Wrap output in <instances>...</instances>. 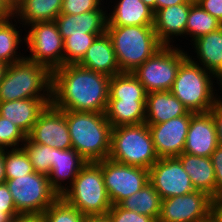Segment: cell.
<instances>
[{"label": "cell", "mask_w": 222, "mask_h": 222, "mask_svg": "<svg viewBox=\"0 0 222 222\" xmlns=\"http://www.w3.org/2000/svg\"><path fill=\"white\" fill-rule=\"evenodd\" d=\"M110 76L79 64L52 71L51 104L60 110L105 113Z\"/></svg>", "instance_id": "1"}, {"label": "cell", "mask_w": 222, "mask_h": 222, "mask_svg": "<svg viewBox=\"0 0 222 222\" xmlns=\"http://www.w3.org/2000/svg\"><path fill=\"white\" fill-rule=\"evenodd\" d=\"M72 148L87 162L109 157L112 126L105 113L65 110Z\"/></svg>", "instance_id": "2"}, {"label": "cell", "mask_w": 222, "mask_h": 222, "mask_svg": "<svg viewBox=\"0 0 222 222\" xmlns=\"http://www.w3.org/2000/svg\"><path fill=\"white\" fill-rule=\"evenodd\" d=\"M52 72L26 57L8 65L0 83V102L45 99L51 104Z\"/></svg>", "instance_id": "3"}, {"label": "cell", "mask_w": 222, "mask_h": 222, "mask_svg": "<svg viewBox=\"0 0 222 222\" xmlns=\"http://www.w3.org/2000/svg\"><path fill=\"white\" fill-rule=\"evenodd\" d=\"M120 72L132 73L164 45L153 26H107Z\"/></svg>", "instance_id": "4"}, {"label": "cell", "mask_w": 222, "mask_h": 222, "mask_svg": "<svg viewBox=\"0 0 222 222\" xmlns=\"http://www.w3.org/2000/svg\"><path fill=\"white\" fill-rule=\"evenodd\" d=\"M61 197L85 217L106 215L112 207L97 162H87Z\"/></svg>", "instance_id": "5"}, {"label": "cell", "mask_w": 222, "mask_h": 222, "mask_svg": "<svg viewBox=\"0 0 222 222\" xmlns=\"http://www.w3.org/2000/svg\"><path fill=\"white\" fill-rule=\"evenodd\" d=\"M108 158L121 164L149 170L159 157L148 124L112 128Z\"/></svg>", "instance_id": "6"}, {"label": "cell", "mask_w": 222, "mask_h": 222, "mask_svg": "<svg viewBox=\"0 0 222 222\" xmlns=\"http://www.w3.org/2000/svg\"><path fill=\"white\" fill-rule=\"evenodd\" d=\"M214 75L187 57L180 65L170 92L194 113H207L214 106Z\"/></svg>", "instance_id": "7"}, {"label": "cell", "mask_w": 222, "mask_h": 222, "mask_svg": "<svg viewBox=\"0 0 222 222\" xmlns=\"http://www.w3.org/2000/svg\"><path fill=\"white\" fill-rule=\"evenodd\" d=\"M178 45H164L132 72L146 93L170 91L181 63L188 57L187 50Z\"/></svg>", "instance_id": "8"}, {"label": "cell", "mask_w": 222, "mask_h": 222, "mask_svg": "<svg viewBox=\"0 0 222 222\" xmlns=\"http://www.w3.org/2000/svg\"><path fill=\"white\" fill-rule=\"evenodd\" d=\"M5 183L19 214L42 215L59 197L51 187L48 176L36 171L14 179H6Z\"/></svg>", "instance_id": "9"}, {"label": "cell", "mask_w": 222, "mask_h": 222, "mask_svg": "<svg viewBox=\"0 0 222 222\" xmlns=\"http://www.w3.org/2000/svg\"><path fill=\"white\" fill-rule=\"evenodd\" d=\"M26 28L25 45L30 54L25 57L51 72L63 66L64 41L55 21L30 24Z\"/></svg>", "instance_id": "10"}, {"label": "cell", "mask_w": 222, "mask_h": 222, "mask_svg": "<svg viewBox=\"0 0 222 222\" xmlns=\"http://www.w3.org/2000/svg\"><path fill=\"white\" fill-rule=\"evenodd\" d=\"M104 177L105 188L112 205L140 191L149 183V170L115 162L109 158L97 162Z\"/></svg>", "instance_id": "11"}, {"label": "cell", "mask_w": 222, "mask_h": 222, "mask_svg": "<svg viewBox=\"0 0 222 222\" xmlns=\"http://www.w3.org/2000/svg\"><path fill=\"white\" fill-rule=\"evenodd\" d=\"M213 211V199L206 192L195 190L186 195L163 199L157 222H198Z\"/></svg>", "instance_id": "12"}, {"label": "cell", "mask_w": 222, "mask_h": 222, "mask_svg": "<svg viewBox=\"0 0 222 222\" xmlns=\"http://www.w3.org/2000/svg\"><path fill=\"white\" fill-rule=\"evenodd\" d=\"M149 182L162 200L195 191L189 175L177 157L159 158L149 169Z\"/></svg>", "instance_id": "13"}, {"label": "cell", "mask_w": 222, "mask_h": 222, "mask_svg": "<svg viewBox=\"0 0 222 222\" xmlns=\"http://www.w3.org/2000/svg\"><path fill=\"white\" fill-rule=\"evenodd\" d=\"M27 137L32 142L48 145L51 148L62 150L72 148L65 110H60L52 104L47 105Z\"/></svg>", "instance_id": "14"}, {"label": "cell", "mask_w": 222, "mask_h": 222, "mask_svg": "<svg viewBox=\"0 0 222 222\" xmlns=\"http://www.w3.org/2000/svg\"><path fill=\"white\" fill-rule=\"evenodd\" d=\"M193 114L194 112L189 111L186 115L161 124H148L159 158L177 157L183 153Z\"/></svg>", "instance_id": "15"}, {"label": "cell", "mask_w": 222, "mask_h": 222, "mask_svg": "<svg viewBox=\"0 0 222 222\" xmlns=\"http://www.w3.org/2000/svg\"><path fill=\"white\" fill-rule=\"evenodd\" d=\"M218 146L212 115L209 112L194 113L191 116L183 152L195 156L211 157Z\"/></svg>", "instance_id": "16"}, {"label": "cell", "mask_w": 222, "mask_h": 222, "mask_svg": "<svg viewBox=\"0 0 222 222\" xmlns=\"http://www.w3.org/2000/svg\"><path fill=\"white\" fill-rule=\"evenodd\" d=\"M190 6L191 4L186 2L159 9L154 13L153 28L163 45H175L174 39L172 40L174 37H187L186 23Z\"/></svg>", "instance_id": "17"}, {"label": "cell", "mask_w": 222, "mask_h": 222, "mask_svg": "<svg viewBox=\"0 0 222 222\" xmlns=\"http://www.w3.org/2000/svg\"><path fill=\"white\" fill-rule=\"evenodd\" d=\"M107 14L106 8L75 15L60 13L55 23L63 40L72 34H105L108 23Z\"/></svg>", "instance_id": "18"}, {"label": "cell", "mask_w": 222, "mask_h": 222, "mask_svg": "<svg viewBox=\"0 0 222 222\" xmlns=\"http://www.w3.org/2000/svg\"><path fill=\"white\" fill-rule=\"evenodd\" d=\"M86 163L87 161L73 148L67 150L54 148V161L48 179L59 196L73 183Z\"/></svg>", "instance_id": "19"}, {"label": "cell", "mask_w": 222, "mask_h": 222, "mask_svg": "<svg viewBox=\"0 0 222 222\" xmlns=\"http://www.w3.org/2000/svg\"><path fill=\"white\" fill-rule=\"evenodd\" d=\"M78 64L110 77L121 73L111 37L107 32L94 40Z\"/></svg>", "instance_id": "20"}, {"label": "cell", "mask_w": 222, "mask_h": 222, "mask_svg": "<svg viewBox=\"0 0 222 222\" xmlns=\"http://www.w3.org/2000/svg\"><path fill=\"white\" fill-rule=\"evenodd\" d=\"M49 103L45 99H20L0 102V116L7 118L28 135L40 113Z\"/></svg>", "instance_id": "21"}, {"label": "cell", "mask_w": 222, "mask_h": 222, "mask_svg": "<svg viewBox=\"0 0 222 222\" xmlns=\"http://www.w3.org/2000/svg\"><path fill=\"white\" fill-rule=\"evenodd\" d=\"M188 112L170 91L150 92L146 95V124H161Z\"/></svg>", "instance_id": "22"}, {"label": "cell", "mask_w": 222, "mask_h": 222, "mask_svg": "<svg viewBox=\"0 0 222 222\" xmlns=\"http://www.w3.org/2000/svg\"><path fill=\"white\" fill-rule=\"evenodd\" d=\"M107 14V26H153L154 12L141 0H117Z\"/></svg>", "instance_id": "23"}, {"label": "cell", "mask_w": 222, "mask_h": 222, "mask_svg": "<svg viewBox=\"0 0 222 222\" xmlns=\"http://www.w3.org/2000/svg\"><path fill=\"white\" fill-rule=\"evenodd\" d=\"M190 45L195 48L193 52L197 54L196 58H193L194 56L188 53L193 62L213 75L222 69V27L197 38Z\"/></svg>", "instance_id": "24"}, {"label": "cell", "mask_w": 222, "mask_h": 222, "mask_svg": "<svg viewBox=\"0 0 222 222\" xmlns=\"http://www.w3.org/2000/svg\"><path fill=\"white\" fill-rule=\"evenodd\" d=\"M189 175L195 190L206 192L212 199H215V170L210 157L195 156L182 153L177 156Z\"/></svg>", "instance_id": "25"}, {"label": "cell", "mask_w": 222, "mask_h": 222, "mask_svg": "<svg viewBox=\"0 0 222 222\" xmlns=\"http://www.w3.org/2000/svg\"><path fill=\"white\" fill-rule=\"evenodd\" d=\"M62 1L63 0H24L13 10V16L19 22V27L24 28L30 24L55 21L61 12Z\"/></svg>", "instance_id": "26"}, {"label": "cell", "mask_w": 222, "mask_h": 222, "mask_svg": "<svg viewBox=\"0 0 222 222\" xmlns=\"http://www.w3.org/2000/svg\"><path fill=\"white\" fill-rule=\"evenodd\" d=\"M105 114L112 128L145 123L146 100L108 99Z\"/></svg>", "instance_id": "27"}, {"label": "cell", "mask_w": 222, "mask_h": 222, "mask_svg": "<svg viewBox=\"0 0 222 222\" xmlns=\"http://www.w3.org/2000/svg\"><path fill=\"white\" fill-rule=\"evenodd\" d=\"M17 23L19 22L14 16L0 21V60L8 65L20 61L26 56L17 51L20 44H25V37L23 39L21 37L22 29H19Z\"/></svg>", "instance_id": "28"}, {"label": "cell", "mask_w": 222, "mask_h": 222, "mask_svg": "<svg viewBox=\"0 0 222 222\" xmlns=\"http://www.w3.org/2000/svg\"><path fill=\"white\" fill-rule=\"evenodd\" d=\"M161 202L160 194L149 182L140 191L122 200L119 205L126 210L150 216L158 221L161 212Z\"/></svg>", "instance_id": "29"}, {"label": "cell", "mask_w": 222, "mask_h": 222, "mask_svg": "<svg viewBox=\"0 0 222 222\" xmlns=\"http://www.w3.org/2000/svg\"><path fill=\"white\" fill-rule=\"evenodd\" d=\"M146 91L130 72H121L110 78L109 99L146 100Z\"/></svg>", "instance_id": "30"}, {"label": "cell", "mask_w": 222, "mask_h": 222, "mask_svg": "<svg viewBox=\"0 0 222 222\" xmlns=\"http://www.w3.org/2000/svg\"><path fill=\"white\" fill-rule=\"evenodd\" d=\"M222 27V23L205 11L199 4L190 6L186 23V35L190 42Z\"/></svg>", "instance_id": "31"}, {"label": "cell", "mask_w": 222, "mask_h": 222, "mask_svg": "<svg viewBox=\"0 0 222 222\" xmlns=\"http://www.w3.org/2000/svg\"><path fill=\"white\" fill-rule=\"evenodd\" d=\"M21 147L28 155L34 171L48 176L54 161V148H51L48 145L32 142L28 137H26V140Z\"/></svg>", "instance_id": "32"}, {"label": "cell", "mask_w": 222, "mask_h": 222, "mask_svg": "<svg viewBox=\"0 0 222 222\" xmlns=\"http://www.w3.org/2000/svg\"><path fill=\"white\" fill-rule=\"evenodd\" d=\"M103 34L70 35L64 41V65L78 64L94 40Z\"/></svg>", "instance_id": "33"}, {"label": "cell", "mask_w": 222, "mask_h": 222, "mask_svg": "<svg viewBox=\"0 0 222 222\" xmlns=\"http://www.w3.org/2000/svg\"><path fill=\"white\" fill-rule=\"evenodd\" d=\"M4 162L6 179H14L17 176H25L35 172L28 155L22 147L4 149Z\"/></svg>", "instance_id": "34"}, {"label": "cell", "mask_w": 222, "mask_h": 222, "mask_svg": "<svg viewBox=\"0 0 222 222\" xmlns=\"http://www.w3.org/2000/svg\"><path fill=\"white\" fill-rule=\"evenodd\" d=\"M43 222H84L85 216L59 196L41 215Z\"/></svg>", "instance_id": "35"}, {"label": "cell", "mask_w": 222, "mask_h": 222, "mask_svg": "<svg viewBox=\"0 0 222 222\" xmlns=\"http://www.w3.org/2000/svg\"><path fill=\"white\" fill-rule=\"evenodd\" d=\"M26 137L18 126L0 116V150L20 148Z\"/></svg>", "instance_id": "36"}, {"label": "cell", "mask_w": 222, "mask_h": 222, "mask_svg": "<svg viewBox=\"0 0 222 222\" xmlns=\"http://www.w3.org/2000/svg\"><path fill=\"white\" fill-rule=\"evenodd\" d=\"M102 0H63L61 14L75 15L105 8Z\"/></svg>", "instance_id": "37"}, {"label": "cell", "mask_w": 222, "mask_h": 222, "mask_svg": "<svg viewBox=\"0 0 222 222\" xmlns=\"http://www.w3.org/2000/svg\"><path fill=\"white\" fill-rule=\"evenodd\" d=\"M108 216L112 222H157L154 218L126 210L119 204L112 205L108 211Z\"/></svg>", "instance_id": "38"}, {"label": "cell", "mask_w": 222, "mask_h": 222, "mask_svg": "<svg viewBox=\"0 0 222 222\" xmlns=\"http://www.w3.org/2000/svg\"><path fill=\"white\" fill-rule=\"evenodd\" d=\"M211 161L215 170V199L222 197V146H218L211 154Z\"/></svg>", "instance_id": "39"}, {"label": "cell", "mask_w": 222, "mask_h": 222, "mask_svg": "<svg viewBox=\"0 0 222 222\" xmlns=\"http://www.w3.org/2000/svg\"><path fill=\"white\" fill-rule=\"evenodd\" d=\"M0 209H5V212L9 213L12 217L19 214L6 183L0 184Z\"/></svg>", "instance_id": "40"}, {"label": "cell", "mask_w": 222, "mask_h": 222, "mask_svg": "<svg viewBox=\"0 0 222 222\" xmlns=\"http://www.w3.org/2000/svg\"><path fill=\"white\" fill-rule=\"evenodd\" d=\"M209 113L212 115L215 123L218 145L222 146V103L216 101Z\"/></svg>", "instance_id": "41"}, {"label": "cell", "mask_w": 222, "mask_h": 222, "mask_svg": "<svg viewBox=\"0 0 222 222\" xmlns=\"http://www.w3.org/2000/svg\"><path fill=\"white\" fill-rule=\"evenodd\" d=\"M199 5L222 23V0H201Z\"/></svg>", "instance_id": "42"}, {"label": "cell", "mask_w": 222, "mask_h": 222, "mask_svg": "<svg viewBox=\"0 0 222 222\" xmlns=\"http://www.w3.org/2000/svg\"><path fill=\"white\" fill-rule=\"evenodd\" d=\"M10 222H43L41 215L35 214H18Z\"/></svg>", "instance_id": "43"}, {"label": "cell", "mask_w": 222, "mask_h": 222, "mask_svg": "<svg viewBox=\"0 0 222 222\" xmlns=\"http://www.w3.org/2000/svg\"><path fill=\"white\" fill-rule=\"evenodd\" d=\"M13 17V10L6 0H0V21Z\"/></svg>", "instance_id": "44"}, {"label": "cell", "mask_w": 222, "mask_h": 222, "mask_svg": "<svg viewBox=\"0 0 222 222\" xmlns=\"http://www.w3.org/2000/svg\"><path fill=\"white\" fill-rule=\"evenodd\" d=\"M214 79L216 80V84H218L217 86L219 87L218 90H217V87L214 88V96H215V100L217 102H221L222 103V96L218 95V93H221L222 94V69H220L215 75H214ZM219 90L221 92H219ZM218 91V92H217Z\"/></svg>", "instance_id": "45"}, {"label": "cell", "mask_w": 222, "mask_h": 222, "mask_svg": "<svg viewBox=\"0 0 222 222\" xmlns=\"http://www.w3.org/2000/svg\"><path fill=\"white\" fill-rule=\"evenodd\" d=\"M186 0H156V11L162 8H166L181 3H186Z\"/></svg>", "instance_id": "46"}, {"label": "cell", "mask_w": 222, "mask_h": 222, "mask_svg": "<svg viewBox=\"0 0 222 222\" xmlns=\"http://www.w3.org/2000/svg\"><path fill=\"white\" fill-rule=\"evenodd\" d=\"M213 212L222 222V197L213 199Z\"/></svg>", "instance_id": "47"}, {"label": "cell", "mask_w": 222, "mask_h": 222, "mask_svg": "<svg viewBox=\"0 0 222 222\" xmlns=\"http://www.w3.org/2000/svg\"><path fill=\"white\" fill-rule=\"evenodd\" d=\"M84 222H112L108 214L106 215H96V216H86Z\"/></svg>", "instance_id": "48"}, {"label": "cell", "mask_w": 222, "mask_h": 222, "mask_svg": "<svg viewBox=\"0 0 222 222\" xmlns=\"http://www.w3.org/2000/svg\"><path fill=\"white\" fill-rule=\"evenodd\" d=\"M5 162H4V150H0V184L5 183Z\"/></svg>", "instance_id": "49"}, {"label": "cell", "mask_w": 222, "mask_h": 222, "mask_svg": "<svg viewBox=\"0 0 222 222\" xmlns=\"http://www.w3.org/2000/svg\"><path fill=\"white\" fill-rule=\"evenodd\" d=\"M198 222H221V220L212 211L206 218H204Z\"/></svg>", "instance_id": "50"}, {"label": "cell", "mask_w": 222, "mask_h": 222, "mask_svg": "<svg viewBox=\"0 0 222 222\" xmlns=\"http://www.w3.org/2000/svg\"><path fill=\"white\" fill-rule=\"evenodd\" d=\"M13 217L5 212V209H0V222H10Z\"/></svg>", "instance_id": "51"}, {"label": "cell", "mask_w": 222, "mask_h": 222, "mask_svg": "<svg viewBox=\"0 0 222 222\" xmlns=\"http://www.w3.org/2000/svg\"><path fill=\"white\" fill-rule=\"evenodd\" d=\"M24 0H6L7 4L14 10L18 7Z\"/></svg>", "instance_id": "52"}, {"label": "cell", "mask_w": 222, "mask_h": 222, "mask_svg": "<svg viewBox=\"0 0 222 222\" xmlns=\"http://www.w3.org/2000/svg\"><path fill=\"white\" fill-rule=\"evenodd\" d=\"M7 67L8 64L0 60V83L2 81V78L4 77Z\"/></svg>", "instance_id": "53"}, {"label": "cell", "mask_w": 222, "mask_h": 222, "mask_svg": "<svg viewBox=\"0 0 222 222\" xmlns=\"http://www.w3.org/2000/svg\"><path fill=\"white\" fill-rule=\"evenodd\" d=\"M143 3H145L149 8L153 10V12H156V0H141Z\"/></svg>", "instance_id": "54"}, {"label": "cell", "mask_w": 222, "mask_h": 222, "mask_svg": "<svg viewBox=\"0 0 222 222\" xmlns=\"http://www.w3.org/2000/svg\"><path fill=\"white\" fill-rule=\"evenodd\" d=\"M186 1H187V3L195 5V4H199L201 0H186Z\"/></svg>", "instance_id": "55"}]
</instances>
